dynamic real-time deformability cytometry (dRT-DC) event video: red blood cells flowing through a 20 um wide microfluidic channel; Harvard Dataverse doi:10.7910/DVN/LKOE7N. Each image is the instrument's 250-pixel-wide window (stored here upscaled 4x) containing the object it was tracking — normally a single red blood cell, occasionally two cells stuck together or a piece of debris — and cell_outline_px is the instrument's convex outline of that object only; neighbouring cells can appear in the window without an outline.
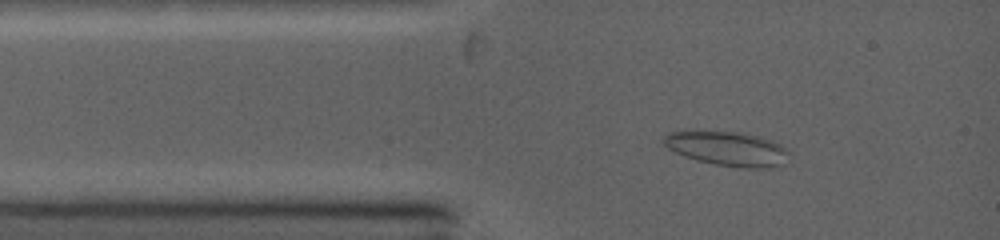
{"species": "common noctule bat (a hibernating species)", "species_latin": "Nyctalus noctula", "temperature_condition": "warm", "stored_images_in_passage": 49, "camera_frame_rate_fps": 5000, "um_per_image_px": 0.085, "animal": {"sex": "female", "body_mass_g": 19.0, "forearm_length_mm": 53.3}, "frame": {"image": 1, "passage_image": 5, "time_ms": 1.2, "image_size_px": [1000, 240], "cell_outline_px": [[788, 152], [780, 164], [772, 168], [736, 168], [696, 160], [684, 156], [668, 148], [664, 144], [664, 136], [668, 132], [740, 132], [760, 136], [772, 140], [780, 144]], "centroid_in_image_um": [61.83, 12.64], "position_along_channel_um": 23.2, "area_um2": 24.68}}
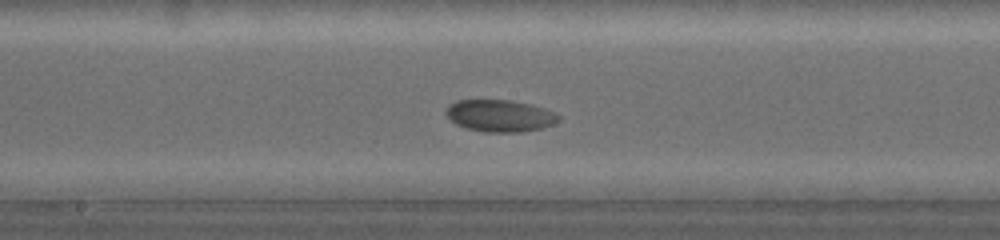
{"frame": {"image": 2, "passage_image": 24, "time_ms": 6.2, "image_size_px": [1000, 240], "cell_outline_px": [[560, 120], [544, 128], [524, 132], [484, 132], [468, 128], [456, 124], [444, 112], [448, 104], [456, 100], [508, 100], [532, 104], [556, 112], [560, 116]], "centroid_in_image_um": [42.52, 9.83], "position_along_channel_um": 205.7, "area_um2": 21.15}}
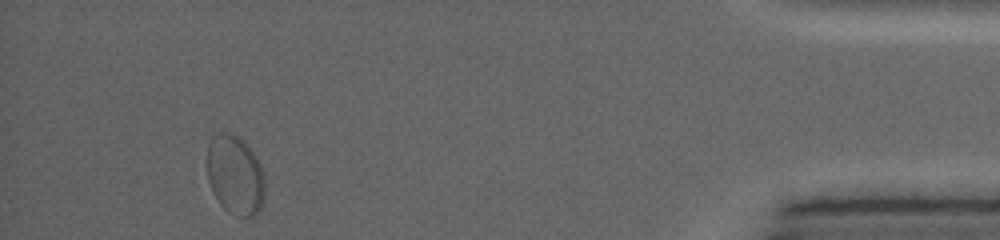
{"frame": {"image": 3, "passage_image": 49, "time_ms": 13.4, "image_size_px": [1000, 240], "cell_outline_px": [[264, 196], [260, 208], [252, 216], [244, 216], [228, 212], [220, 204], [208, 180], [208, 140], [212, 136], [224, 132], [232, 132], [244, 140], [256, 156], [260, 164], [264, 176]], "centroid_in_image_um": [19.99, 14.83], "position_along_channel_um": 415.2, "area_um2": 26.59}, "authors_computed_cell_mechanics": {"area_um2": 21.1548, "velocity_mm_per_s": 4.013, "shape_relaxation_time_tau1_ms": 1.5748, "shape_relaxation_time_tau2_ms": 1.4526, "deformation_change_tau1": 0.0322, "deformation_change_tau2": 0.0268}}